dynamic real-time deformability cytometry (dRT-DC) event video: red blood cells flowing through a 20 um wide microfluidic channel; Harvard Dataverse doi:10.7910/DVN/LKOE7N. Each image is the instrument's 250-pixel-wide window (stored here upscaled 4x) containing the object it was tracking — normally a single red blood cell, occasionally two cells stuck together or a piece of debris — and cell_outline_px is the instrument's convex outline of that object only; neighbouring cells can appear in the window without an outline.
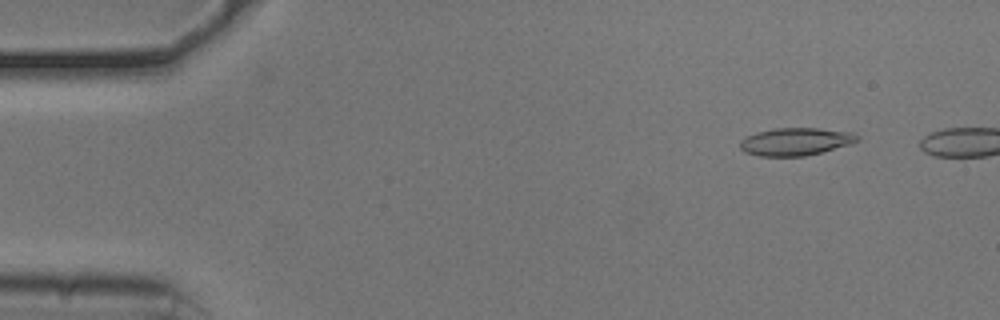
{"species": "common noctule bat (a hibernating species)", "species_latin": "Nyctalus noctula", "temperature_condition": "cold", "stored_images_in_passage": 8, "camera_frame_rate_fps": 3000, "um_per_image_px": 0.085, "animal": {"sex": "male", "body_mass_g": 20.5, "forearm_length_mm": 52.5}, "frame": {"image": 1, "passage_image": 5, "time_ms": 1.333, "image_size_px": [1000, 320], "cell_outline_px": [[860, 140], [852, 144], [804, 156], [760, 156], [744, 152], [740, 148], [740, 140], [756, 132], [776, 128], [820, 128], [852, 132], [860, 136]], "centroid_in_image_um": [67.65, 12.03], "position_along_channel_um": 17.3, "area_um2": 18.96}}